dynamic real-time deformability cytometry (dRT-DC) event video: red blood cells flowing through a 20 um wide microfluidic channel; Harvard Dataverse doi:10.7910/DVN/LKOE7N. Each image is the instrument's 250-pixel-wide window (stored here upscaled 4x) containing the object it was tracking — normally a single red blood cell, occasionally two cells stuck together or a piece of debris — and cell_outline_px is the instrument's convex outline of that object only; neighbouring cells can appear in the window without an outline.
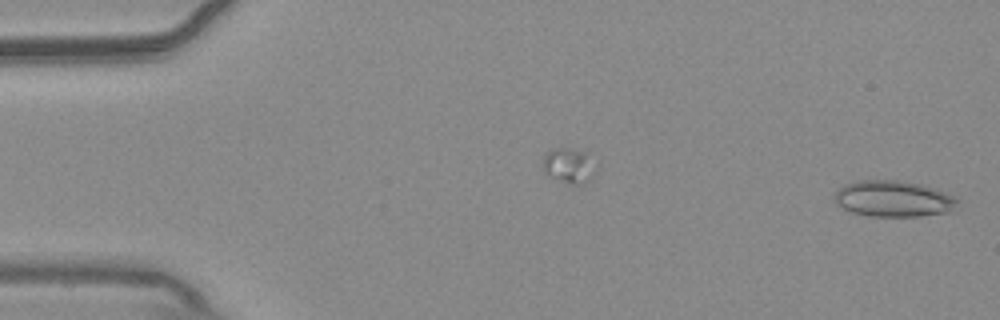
{"species": "common noctule bat (a hibernating species)", "species_latin": "Nyctalus noctula", "temperature_condition": "warm", "stored_images_in_passage": 53, "camera_frame_rate_fps": 3000, "um_per_image_px": 0.085, "animal": {"sex": "male", "body_mass_g": 20.4}, "frame": {"image": 1, "passage_image": 1, "time_ms": 0.0, "image_size_px": [1000, 320], "cell_outline_px": [[960, 200], [952, 212], [920, 216], [868, 216], [852, 212], [836, 204], [832, 196], [844, 184], [860, 180], [900, 180], [920, 184], [956, 196]], "centroid_in_image_um": [75.96, 16.9], "position_along_channel_um": 9.0, "area_um2": 26.13}}
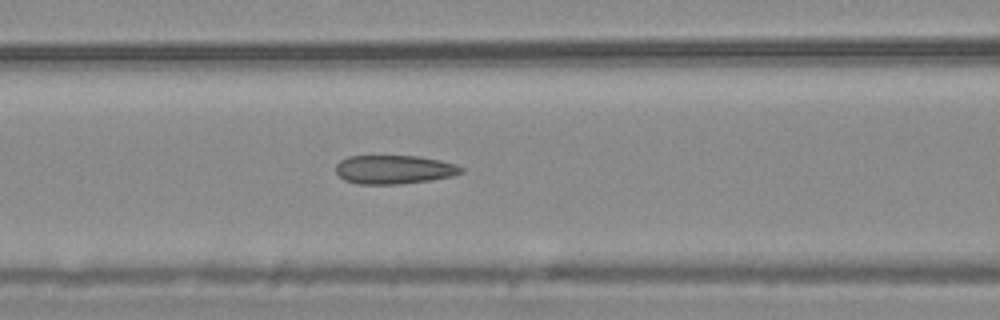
{"frame": {"image": 2, "passage_image": 22, "time_ms": 7.0, "image_size_px": [1000, 320], "cell_outline_px": [[464, 172], [452, 176], [432, 180], [400, 184], [360, 184], [344, 180], [336, 172], [336, 164], [340, 160], [348, 156], [420, 156], [452, 164], [464, 168]], "centroid_in_image_um": [33.47, 14.41], "position_along_channel_um": 133.1, "area_um2": 20.92}}
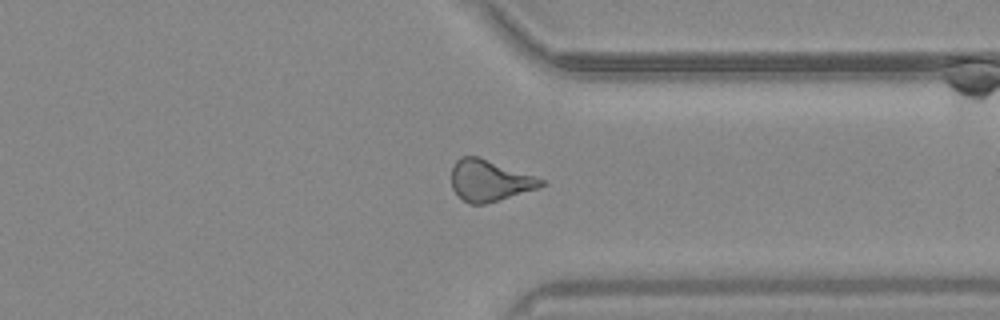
{"frame": {"image": 3, "passage_image": 41, "time_ms": 13.333, "image_size_px": [1000, 320], "cell_outline_px": [[548, 184], [540, 188], [484, 204], [472, 204], [464, 200], [452, 188], [452, 164], [460, 156], [480, 156], [544, 180]], "centroid_in_image_um": [41.62, 15.33], "position_along_channel_um": 369.8, "area_um2": 21.5}, "authors_computed_cell_mechanics": {"area_um2": 21.5016, "velocity_mm_per_s": 3.7549, "shape_relaxation_time_tau1_ms": null, "shape_relaxation_time_tau2_ms": 2.5538, "deformation_change_tau1": null, "deformation_change_tau2": 0.1034}}